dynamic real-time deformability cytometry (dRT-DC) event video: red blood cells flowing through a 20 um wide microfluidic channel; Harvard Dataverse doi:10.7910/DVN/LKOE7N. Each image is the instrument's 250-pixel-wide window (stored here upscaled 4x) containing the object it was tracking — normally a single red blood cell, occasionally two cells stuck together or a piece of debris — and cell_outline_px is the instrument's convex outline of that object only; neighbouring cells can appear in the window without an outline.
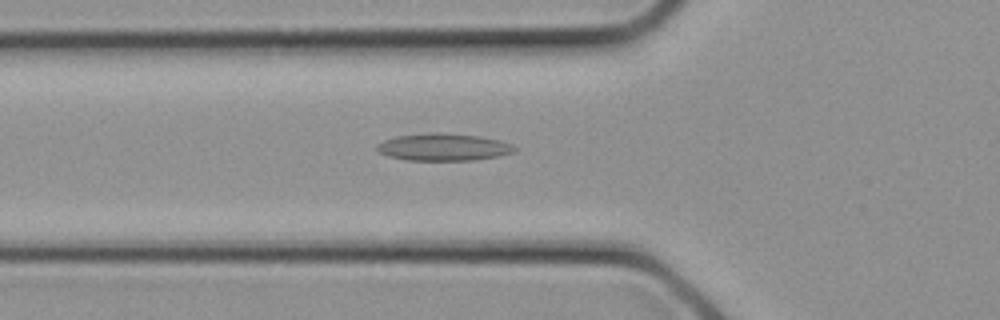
{"species": "common noctule bat (a hibernating species)", "species_latin": "Nyctalus noctula", "temperature_condition": "cold", "stored_images_in_passage": 6, "camera_frame_rate_fps": 3000, "um_per_image_px": 0.085, "animal": {"sex": "female", "body_mass_g": 21.9}, "frame": {"image": 1, "passage_image": 4, "time_ms": 1.0, "image_size_px": [1000, 320], "cell_outline_px": [[516, 152], [500, 156], [476, 160], [408, 160], [388, 156], [380, 152], [376, 148], [376, 144], [384, 140], [396, 136], [480, 136], [500, 140], [512, 144], [516, 148]], "centroid_in_image_um": [37.77, 12.57], "position_along_channel_um": 88.0, "area_um2": 20.69}}
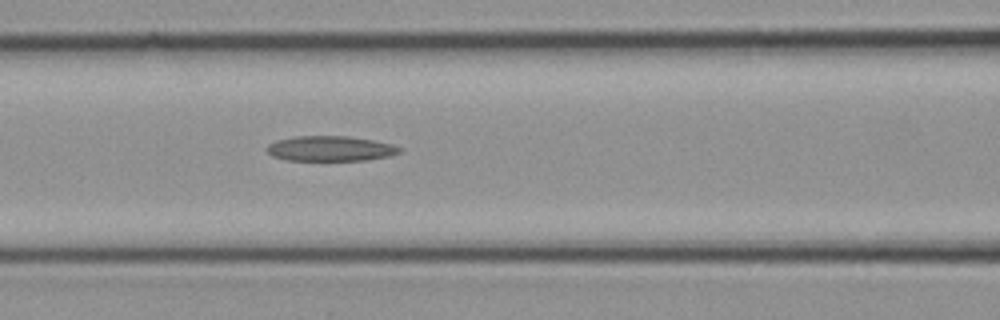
{"frame": {"image": 2, "passage_image": 6, "time_ms": 1.667, "image_size_px": [1000, 320], "cell_outline_px": [[404, 152], [388, 156], [368, 160], [288, 160], [272, 156], [264, 148], [268, 144], [276, 140], [292, 136], [348, 136], [372, 140], [392, 144], [400, 148]], "centroid_in_image_um": [28.06, 12.62], "position_along_channel_um": 138.5, "area_um2": 19.54}}